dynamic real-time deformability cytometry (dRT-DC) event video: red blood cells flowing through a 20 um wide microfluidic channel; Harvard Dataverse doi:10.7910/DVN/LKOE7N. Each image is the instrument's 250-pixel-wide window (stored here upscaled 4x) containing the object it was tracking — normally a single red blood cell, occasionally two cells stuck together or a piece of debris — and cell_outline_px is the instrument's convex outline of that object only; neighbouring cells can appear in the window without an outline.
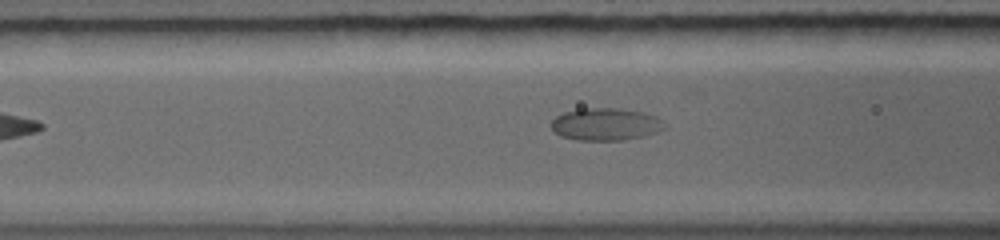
{"species": "common noctule bat (a hibernating species)", "species_latin": "Nyctalus noctula", "temperature_condition": "warm", "stored_images_in_passage": 7, "camera_frame_rate_fps": 5000, "um_per_image_px": 0.085, "animal": {"sex": "female", "body_mass_g": 19.0, "forearm_length_mm": 56.7}, "frame": {"image": 1, "passage_image": 7, "time_ms": 3.8, "image_size_px": [1000, 240], "cell_outline_px": [[648, 116], [628, 136], [620, 140], [584, 140], [564, 136], [556, 132], [552, 128], [552, 124], [560, 116], [568, 112], [580, 108], [616, 108], [640, 112]], "centroid_in_image_um": [50.87, 10.51], "position_along_channel_um": 115.7, "area_um2": 17.22}}